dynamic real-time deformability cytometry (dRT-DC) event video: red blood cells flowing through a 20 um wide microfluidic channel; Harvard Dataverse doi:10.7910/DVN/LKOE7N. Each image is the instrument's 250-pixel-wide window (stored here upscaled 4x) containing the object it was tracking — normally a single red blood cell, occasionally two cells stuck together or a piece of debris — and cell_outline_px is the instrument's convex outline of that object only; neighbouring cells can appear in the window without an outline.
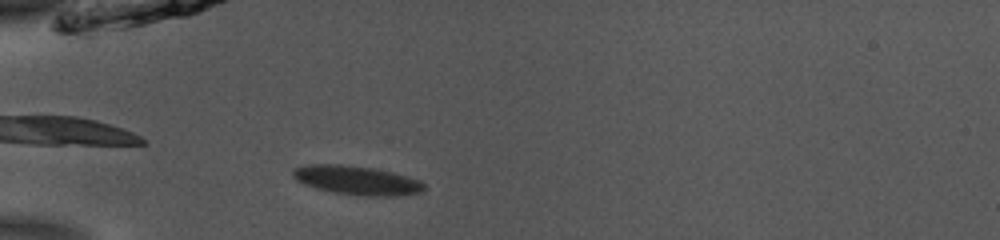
{"species": "common noctule bat (a hibernating species)", "species_latin": "Nyctalus noctula", "temperature_condition": "room temperature", "stored_images_in_passage": 39, "camera_frame_rate_fps": 3000, "um_per_image_px": 0.085, "animal": {"sex": "male", "body_mass_g": 13.0, "forearm_length_mm": 53.1}, "frame": {"image": 1, "passage_image": 2, "time_ms": 0.333, "image_size_px": [1000, 240], "cell_outline_px": [[424, 188], [420, 192], [392, 196], [368, 196], [336, 192], [316, 188], [304, 184], [296, 180], [292, 176], [292, 172], [296, 168], [304, 164], [340, 164], [372, 168], [392, 172], [420, 180], [424, 184]], "centroid_in_image_um": [30.29, 15.31], "position_along_channel_um": 54.7, "area_um2": 21.85}}
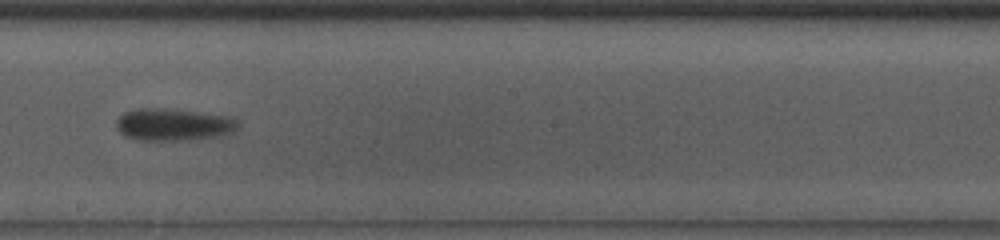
{"frame": {"image": 2, "passage_image": 17, "time_ms": 5.333, "image_size_px": [1000, 240], "cell_outline_px": [[240, 128], [236, 132], [228, 136], [188, 140], [140, 140], [124, 136], [116, 128], [116, 120], [124, 112], [140, 108], [160, 108], [196, 112], [228, 116], [236, 120], [240, 124]], "centroid_in_image_um": [14.8, 10.61], "position_along_channel_um": 233.4, "area_um2": 23.18}}
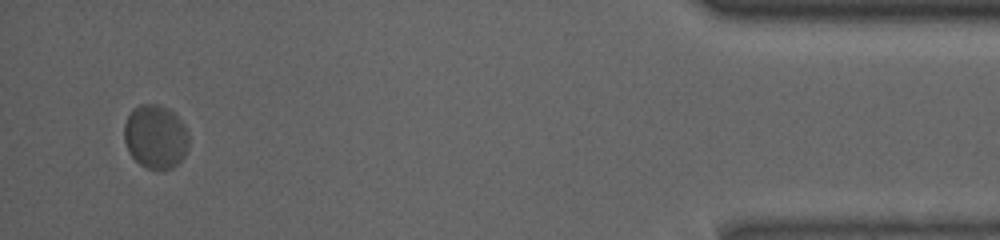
{"frame": {"image": 3, "passage_image": 37, "time_ms": 12.0, "image_size_px": [1000, 240], "cell_outline_px": [[188, 148], [184, 156], [172, 168], [148, 168], [140, 164], [128, 152], [124, 140], [124, 124], [132, 108], [140, 104], [156, 104], [168, 108], [184, 124], [188, 132]], "centroid_in_image_um": [13.2, 11.59], "position_along_channel_um": 422.0, "area_um2": 23.93}, "authors_computed_cell_mechanics": {"area_um2": 22.6576, "velocity_mm_per_s": 3.7839, "shape_relaxation_time_tau1_ms": 2.4791, "shape_relaxation_time_tau2_ms": null, "deformation_change_tau1": 0.0613, "deformation_change_tau2": null}}